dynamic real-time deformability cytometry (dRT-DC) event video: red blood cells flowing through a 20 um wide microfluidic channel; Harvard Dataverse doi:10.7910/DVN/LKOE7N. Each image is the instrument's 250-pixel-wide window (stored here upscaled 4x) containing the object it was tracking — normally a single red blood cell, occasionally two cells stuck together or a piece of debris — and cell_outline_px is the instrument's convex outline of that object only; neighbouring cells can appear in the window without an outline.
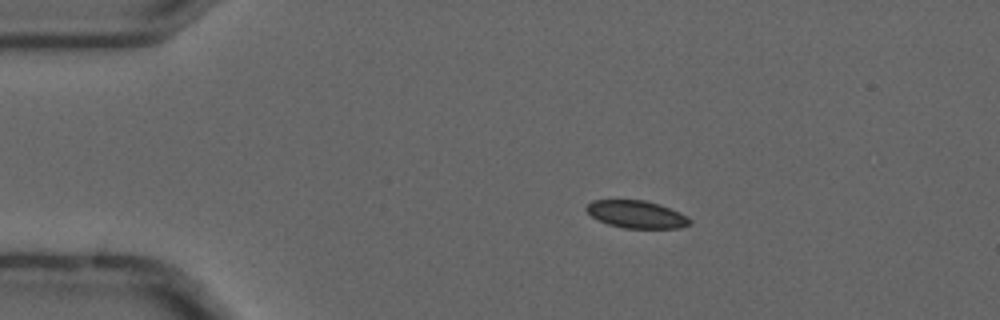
{"species": "common noctule bat (a hibernating species)", "species_latin": "Nyctalus noctula", "temperature_condition": "cold", "stored_images_in_passage": 7, "camera_frame_rate_fps": 3000, "um_per_image_px": 0.085, "animal": {"sex": "male", "forearm_length_mm": 52.5}, "frame": {"image": 1, "passage_image": 2, "time_ms": 0.333, "image_size_px": [1000, 320], "cell_outline_px": [[692, 224], [680, 228], [624, 228], [608, 224], [592, 216], [584, 208], [592, 200], [644, 200], [660, 204], [680, 212], [688, 216], [692, 220]], "centroid_in_image_um": [54.15, 18.22], "position_along_channel_um": 30.8, "area_um2": 16.65}}
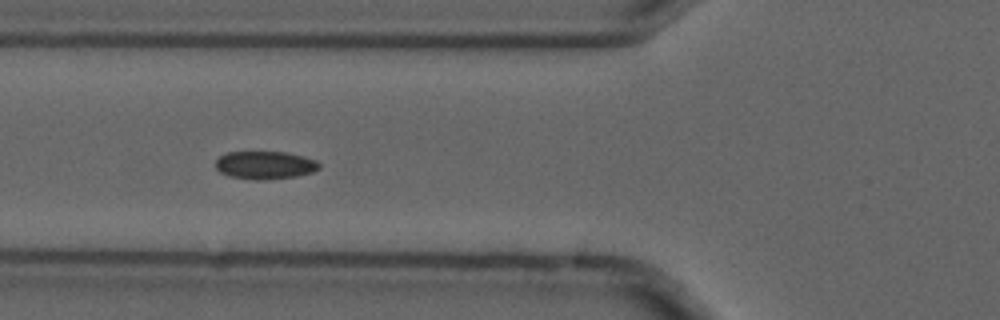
{"frame": {"image": 2, "passage_image": 5, "time_ms": 1.333, "image_size_px": [1000, 320], "cell_outline_px": [[320, 168], [312, 172], [296, 176], [264, 180], [256, 180], [228, 176], [220, 172], [216, 168], [216, 160], [220, 156], [228, 152], [284, 152], [304, 156], [316, 160], [320, 164]], "centroid_in_image_um": [22.53, 14.04], "position_along_channel_um": 103.3, "area_um2": 16.88}}
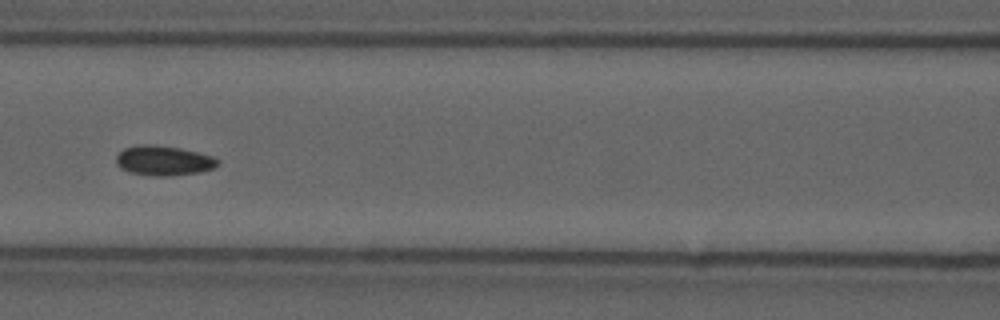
{"frame": {"image": 3, "passage_image": 6, "time_ms": 1.667, "image_size_px": [1000, 320], "cell_outline_px": [[220, 164], [212, 168], [200, 172], [168, 176], [156, 176], [128, 172], [120, 168], [116, 164], [116, 156], [124, 148], [140, 144], [152, 144], [180, 148], [212, 156], [220, 160]], "centroid_in_image_um": [13.89, 13.65], "position_along_channel_um": 152.7, "area_um2": 17.69}}